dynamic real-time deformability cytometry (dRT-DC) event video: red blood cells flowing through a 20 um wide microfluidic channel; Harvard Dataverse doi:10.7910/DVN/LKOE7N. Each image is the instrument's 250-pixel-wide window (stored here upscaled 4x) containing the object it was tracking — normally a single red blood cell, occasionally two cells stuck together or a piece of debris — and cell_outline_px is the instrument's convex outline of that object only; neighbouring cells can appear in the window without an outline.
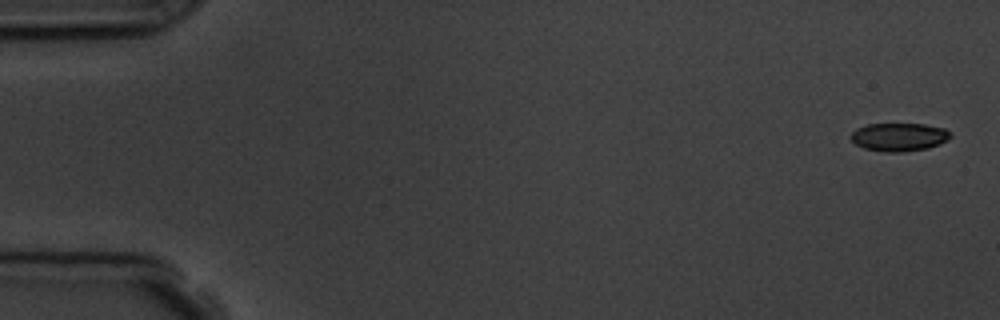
{"species": "common noctule bat (a hibernating species)", "species_latin": "Nyctalus noctula", "temperature_condition": "room temperature", "stored_images_in_passage": 4, "camera_frame_rate_fps": 3000, "um_per_image_px": 0.085, "animal": {"sex": "male", "body_mass_g": 19.5, "forearm_length_mm": 54.6}, "frame": {"image": 1, "passage_image": 1, "time_ms": 0.0, "image_size_px": [1000, 320], "cell_outline_px": [[952, 136], [948, 140], [940, 144], [928, 148], [900, 152], [884, 152], [864, 148], [856, 144], [852, 140], [852, 132], [856, 128], [868, 124], [924, 124], [944, 128]], "centroid_in_image_um": [76.43, 11.64], "position_along_channel_um": 8.6, "area_um2": 16.3}}
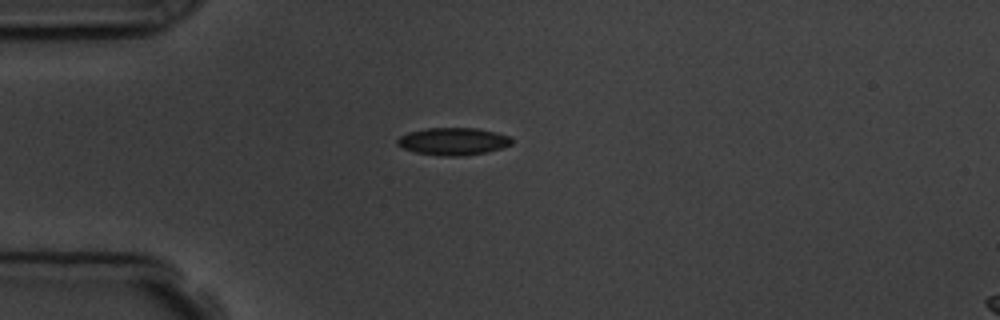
{"frame": {"image": 2, "passage_image": 4, "time_ms": 4.333, "image_size_px": [1000, 320], "cell_outline_px": [[512, 144], [500, 148], [484, 152], [460, 156], [444, 156], [416, 152], [404, 148], [396, 144], [396, 140], [400, 136], [408, 132], [428, 128], [476, 128], [496, 132], [508, 136], [512, 140]], "centroid_in_image_um": [38.49, 12.01], "position_along_channel_um": 46.5, "area_um2": 18.03}}